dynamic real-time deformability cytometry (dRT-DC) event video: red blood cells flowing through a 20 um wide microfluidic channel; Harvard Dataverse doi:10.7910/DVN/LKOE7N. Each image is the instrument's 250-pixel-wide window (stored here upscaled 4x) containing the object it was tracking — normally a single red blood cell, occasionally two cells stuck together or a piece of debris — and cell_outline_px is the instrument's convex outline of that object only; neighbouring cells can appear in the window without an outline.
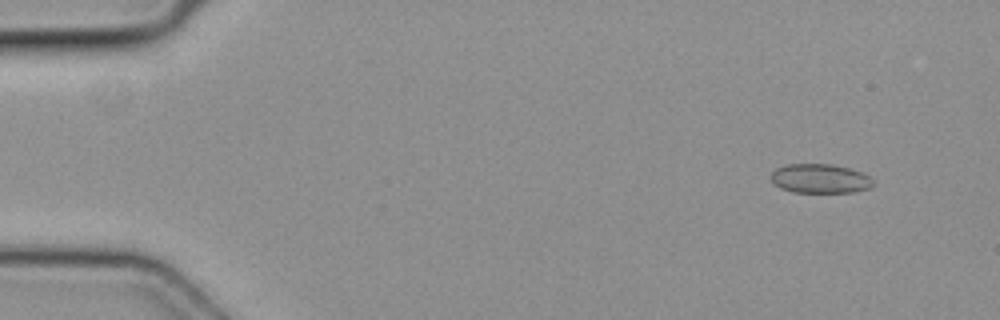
{"species": "common noctule bat (a hibernating species)", "species_latin": "Nyctalus noctula", "temperature_condition": "cold", "stored_images_in_passage": 4, "camera_frame_rate_fps": 3000, "um_per_image_px": 0.085, "animal": {"sex": "female", "body_mass_g": 19.3, "forearm_length_mm": 54.1}, "frame": {"image": 1, "passage_image": 1, "time_ms": 0.0, "image_size_px": [1000, 320], "cell_outline_px": [[872, 184], [868, 188], [852, 192], [792, 192], [780, 188], [772, 180], [772, 172], [776, 168], [788, 164], [832, 164], [848, 168], [860, 172], [868, 176], [872, 180]], "centroid_in_image_um": [69.67, 15.18], "position_along_channel_um": 15.3, "area_um2": 17.11}}
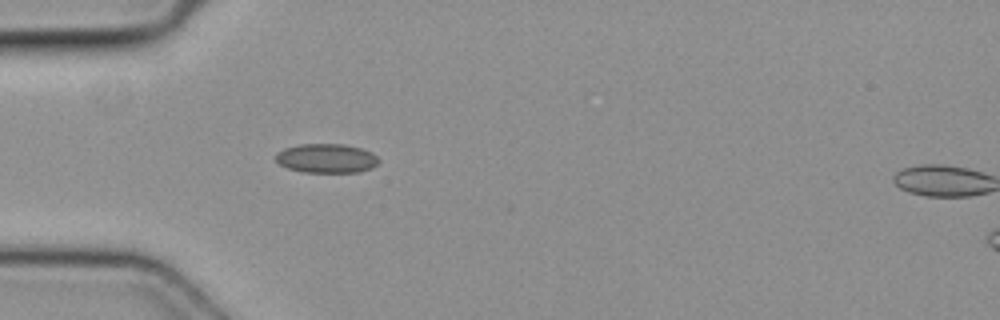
{"frame": {"image": 2, "passage_image": 3, "time_ms": 0.667, "image_size_px": [1000, 320], "cell_outline_px": [[380, 160], [372, 168], [360, 172], [304, 172], [288, 168], [280, 164], [276, 160], [276, 152], [284, 148], [300, 144], [344, 144], [360, 148], [372, 152]], "centroid_in_image_um": [27.76, 13.45], "position_along_channel_um": 57.2, "area_um2": 17.51}}